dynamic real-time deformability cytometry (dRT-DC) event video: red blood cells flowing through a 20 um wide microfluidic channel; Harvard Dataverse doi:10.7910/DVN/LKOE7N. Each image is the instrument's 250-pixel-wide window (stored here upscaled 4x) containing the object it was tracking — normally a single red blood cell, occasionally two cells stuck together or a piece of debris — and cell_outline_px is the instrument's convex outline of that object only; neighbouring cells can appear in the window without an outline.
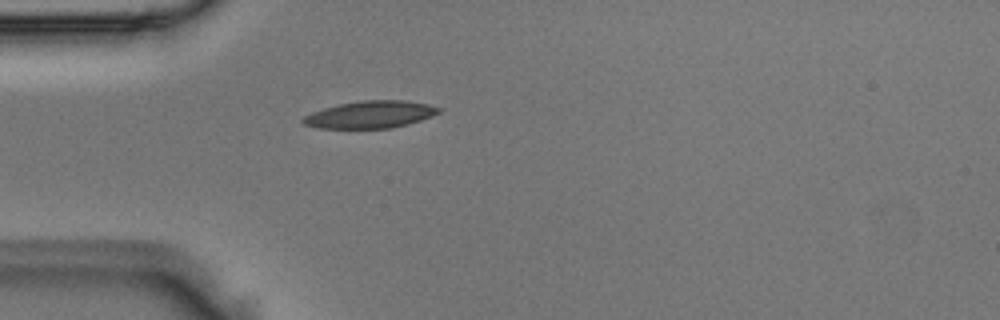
{"species": "Egyptian fruit bat (a non-hibernating species)", "species_latin": "Rousettus aegyptiacus", "temperature_condition": "room temperature", "stored_images_in_passage": 2, "camera_frame_rate_fps": 3000, "um_per_image_px": 0.085, "animal": {"sex": "male"}, "frame": {"image": 1, "passage_image": 2, "time_ms": 0.333, "image_size_px": [1000, 320], "cell_outline_px": [[444, 108], [440, 112], [432, 116], [408, 124], [392, 128], [316, 128], [304, 124], [300, 120], [304, 116], [312, 112], [324, 108], [340, 104], [360, 100], [404, 100], [428, 104]], "centroid_in_image_um": [31.49, 9.73], "position_along_channel_um": 53.5, "area_um2": 21.62}}